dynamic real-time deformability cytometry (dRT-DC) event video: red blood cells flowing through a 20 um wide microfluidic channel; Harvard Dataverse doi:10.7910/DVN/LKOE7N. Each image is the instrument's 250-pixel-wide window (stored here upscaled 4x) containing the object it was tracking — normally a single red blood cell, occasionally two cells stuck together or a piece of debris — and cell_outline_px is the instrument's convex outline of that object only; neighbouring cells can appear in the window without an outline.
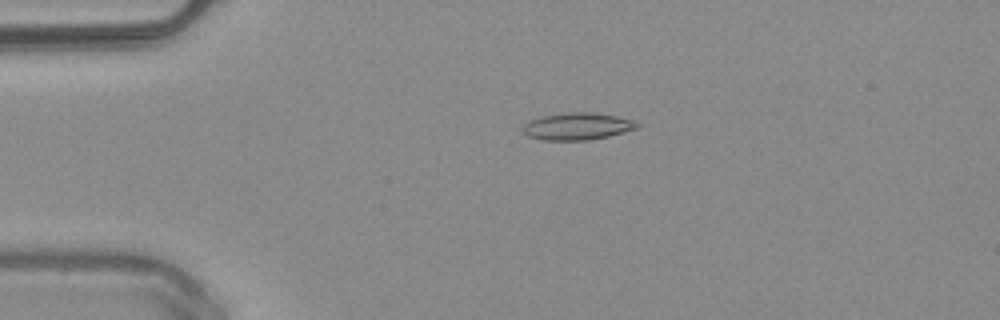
{"species": "common noctule bat (a hibernating species)", "species_latin": "Nyctalus noctula", "temperature_condition": "warm", "stored_images_in_passage": 43, "camera_frame_rate_fps": 3000, "um_per_image_px": 0.085, "animal": {"sex": "male", "body_mass_g": 20.4}, "frame": {"image": 1, "passage_image": 4, "time_ms": 1.0, "image_size_px": [1000, 320], "cell_outline_px": [[640, 124], [636, 128], [608, 136], [588, 140], [544, 140], [528, 136], [520, 128], [524, 124], [532, 120], [544, 116], [568, 112], [592, 112], [616, 116], [632, 120]], "centroid_in_image_um": [49.05, 10.74], "position_along_channel_um": 35.9, "area_um2": 17.8}}
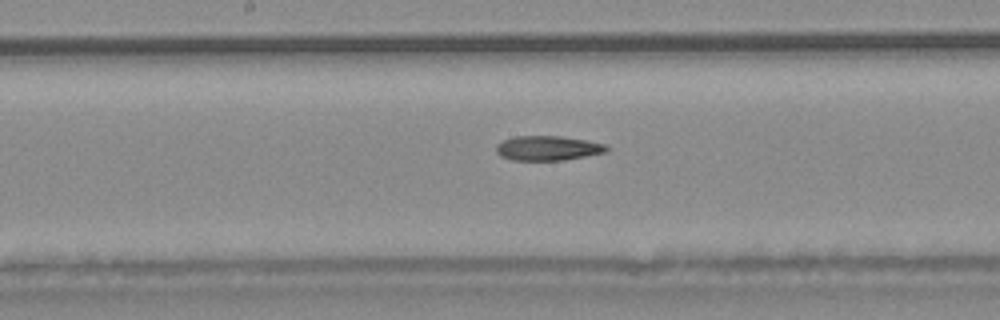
{"frame": {"image": 2, "passage_image": 19, "time_ms": 6.0, "image_size_px": [1000, 320], "cell_outline_px": [[608, 152], [564, 160], [512, 160], [500, 156], [496, 152], [496, 144], [504, 140], [516, 136], [560, 136], [584, 140], [604, 144], [608, 148]], "centroid_in_image_um": [46.54, 12.6], "position_along_channel_um": 201.7, "area_um2": 15.78}}
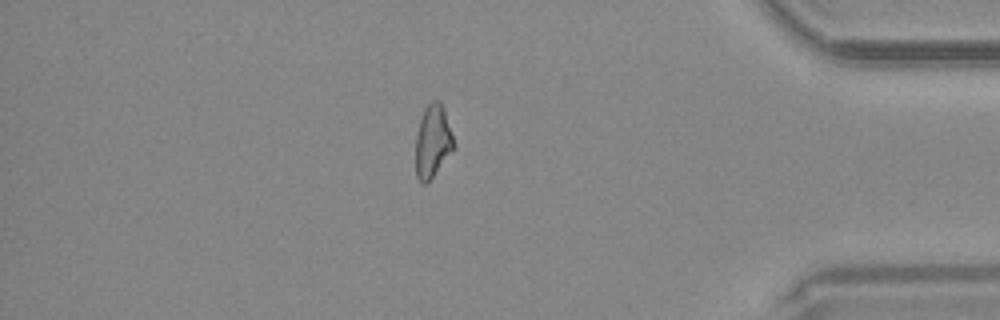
{"frame": {"image": 3, "passage_image": 36, "time_ms": 11.667, "image_size_px": [1000, 320], "cell_outline_px": [[456, 144], [432, 176], [424, 184], [416, 176], [416, 136], [420, 120], [424, 108], [432, 100], [440, 100], [444, 108]], "centroid_in_image_um": [36.78, 11.94], "position_along_channel_um": 398.4, "area_um2": 15.84}}